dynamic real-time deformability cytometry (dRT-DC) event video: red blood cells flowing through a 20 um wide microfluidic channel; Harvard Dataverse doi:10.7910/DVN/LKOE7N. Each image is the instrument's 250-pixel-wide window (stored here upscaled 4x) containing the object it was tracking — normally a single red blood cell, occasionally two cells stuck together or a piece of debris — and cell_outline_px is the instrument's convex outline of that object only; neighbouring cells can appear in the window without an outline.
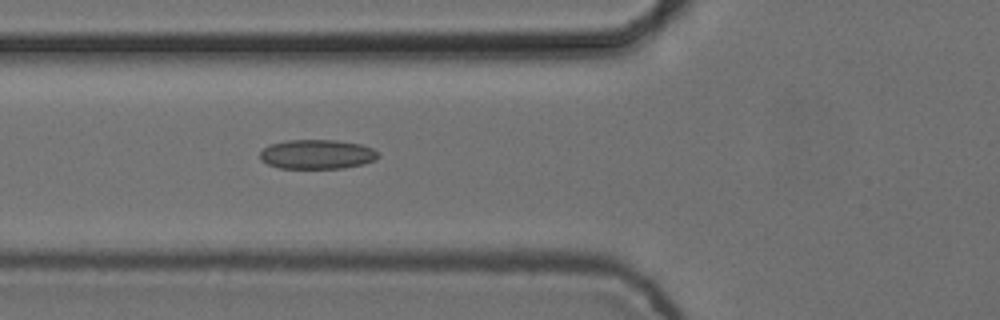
{"species": "common noctule bat (a hibernating species)", "species_latin": "Nyctalus noctula", "temperature_condition": "cold", "stored_images_in_passage": 5, "camera_frame_rate_fps": 3000, "um_per_image_px": 0.085, "animal": {"sex": "female", "body_mass_g": 24.6, "forearm_length_mm": 56.2}, "frame": {"image": 1, "passage_image": 5, "time_ms": 1.333, "image_size_px": [1000, 320], "cell_outline_px": [[380, 156], [376, 160], [364, 164], [344, 168], [280, 168], [268, 164], [260, 160], [260, 152], [264, 148], [272, 144], [288, 140], [336, 140], [360, 144], [372, 148], [380, 152]], "centroid_in_image_um": [26.99, 13.12], "position_along_channel_um": 98.8, "area_um2": 20.35}}